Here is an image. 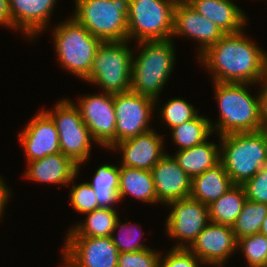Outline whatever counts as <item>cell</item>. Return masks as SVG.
I'll return each instance as SVG.
<instances>
[{"instance_id":"cell-37","label":"cell","mask_w":267,"mask_h":267,"mask_svg":"<svg viewBox=\"0 0 267 267\" xmlns=\"http://www.w3.org/2000/svg\"><path fill=\"white\" fill-rule=\"evenodd\" d=\"M260 91L257 92L260 101V118L263 129L267 128V76L259 83ZM263 84V85H262Z\"/></svg>"},{"instance_id":"cell-35","label":"cell","mask_w":267,"mask_h":267,"mask_svg":"<svg viewBox=\"0 0 267 267\" xmlns=\"http://www.w3.org/2000/svg\"><path fill=\"white\" fill-rule=\"evenodd\" d=\"M247 200L267 204V165L242 184Z\"/></svg>"},{"instance_id":"cell-9","label":"cell","mask_w":267,"mask_h":267,"mask_svg":"<svg viewBox=\"0 0 267 267\" xmlns=\"http://www.w3.org/2000/svg\"><path fill=\"white\" fill-rule=\"evenodd\" d=\"M54 121L59 136L60 151L80 166L90 157L92 138L83 122L79 108L71 99L57 101L54 110H44Z\"/></svg>"},{"instance_id":"cell-3","label":"cell","mask_w":267,"mask_h":267,"mask_svg":"<svg viewBox=\"0 0 267 267\" xmlns=\"http://www.w3.org/2000/svg\"><path fill=\"white\" fill-rule=\"evenodd\" d=\"M173 39L137 42L138 56L133 54L131 91L159 101V94L166 85L175 66ZM158 100V101H157Z\"/></svg>"},{"instance_id":"cell-41","label":"cell","mask_w":267,"mask_h":267,"mask_svg":"<svg viewBox=\"0 0 267 267\" xmlns=\"http://www.w3.org/2000/svg\"><path fill=\"white\" fill-rule=\"evenodd\" d=\"M63 261H65L63 263V265H61L62 267H74L70 262H68L64 257H63Z\"/></svg>"},{"instance_id":"cell-1","label":"cell","mask_w":267,"mask_h":267,"mask_svg":"<svg viewBox=\"0 0 267 267\" xmlns=\"http://www.w3.org/2000/svg\"><path fill=\"white\" fill-rule=\"evenodd\" d=\"M198 57L213 73V82L259 85L267 76V52L246 37L243 30L225 34Z\"/></svg>"},{"instance_id":"cell-30","label":"cell","mask_w":267,"mask_h":267,"mask_svg":"<svg viewBox=\"0 0 267 267\" xmlns=\"http://www.w3.org/2000/svg\"><path fill=\"white\" fill-rule=\"evenodd\" d=\"M237 250L246 258L247 267H267V236L256 233L237 239Z\"/></svg>"},{"instance_id":"cell-10","label":"cell","mask_w":267,"mask_h":267,"mask_svg":"<svg viewBox=\"0 0 267 267\" xmlns=\"http://www.w3.org/2000/svg\"><path fill=\"white\" fill-rule=\"evenodd\" d=\"M153 98L133 91L114 94L115 144L152 130L148 126L154 111Z\"/></svg>"},{"instance_id":"cell-4","label":"cell","mask_w":267,"mask_h":267,"mask_svg":"<svg viewBox=\"0 0 267 267\" xmlns=\"http://www.w3.org/2000/svg\"><path fill=\"white\" fill-rule=\"evenodd\" d=\"M220 162L233 184L242 185L267 165V132L230 133L219 136Z\"/></svg>"},{"instance_id":"cell-8","label":"cell","mask_w":267,"mask_h":267,"mask_svg":"<svg viewBox=\"0 0 267 267\" xmlns=\"http://www.w3.org/2000/svg\"><path fill=\"white\" fill-rule=\"evenodd\" d=\"M177 2L178 0H130L127 18L128 41L172 38Z\"/></svg>"},{"instance_id":"cell-32","label":"cell","mask_w":267,"mask_h":267,"mask_svg":"<svg viewBox=\"0 0 267 267\" xmlns=\"http://www.w3.org/2000/svg\"><path fill=\"white\" fill-rule=\"evenodd\" d=\"M120 221V218H118L115 224L114 233L111 235L112 241L120 253L136 252L149 248L139 242L142 231H140V229L137 230V226L125 222L122 223ZM116 230H118L119 237L115 235Z\"/></svg>"},{"instance_id":"cell-26","label":"cell","mask_w":267,"mask_h":267,"mask_svg":"<svg viewBox=\"0 0 267 267\" xmlns=\"http://www.w3.org/2000/svg\"><path fill=\"white\" fill-rule=\"evenodd\" d=\"M246 200L243 186L234 184L218 200L208 206L209 220L214 223L233 226Z\"/></svg>"},{"instance_id":"cell-18","label":"cell","mask_w":267,"mask_h":267,"mask_svg":"<svg viewBox=\"0 0 267 267\" xmlns=\"http://www.w3.org/2000/svg\"><path fill=\"white\" fill-rule=\"evenodd\" d=\"M151 174L157 203L165 205L171 201L190 197L192 179L173 156L166 154L152 167Z\"/></svg>"},{"instance_id":"cell-17","label":"cell","mask_w":267,"mask_h":267,"mask_svg":"<svg viewBox=\"0 0 267 267\" xmlns=\"http://www.w3.org/2000/svg\"><path fill=\"white\" fill-rule=\"evenodd\" d=\"M162 135L155 130L116 143L111 149L122 152L120 166L152 170V167L167 153ZM164 150V151H163Z\"/></svg>"},{"instance_id":"cell-25","label":"cell","mask_w":267,"mask_h":267,"mask_svg":"<svg viewBox=\"0 0 267 267\" xmlns=\"http://www.w3.org/2000/svg\"><path fill=\"white\" fill-rule=\"evenodd\" d=\"M115 208L100 207L93 212L86 213L87 217L82 223L69 228L65 237H109L119 215Z\"/></svg>"},{"instance_id":"cell-6","label":"cell","mask_w":267,"mask_h":267,"mask_svg":"<svg viewBox=\"0 0 267 267\" xmlns=\"http://www.w3.org/2000/svg\"><path fill=\"white\" fill-rule=\"evenodd\" d=\"M72 17L103 42L127 41L130 0H74Z\"/></svg>"},{"instance_id":"cell-23","label":"cell","mask_w":267,"mask_h":267,"mask_svg":"<svg viewBox=\"0 0 267 267\" xmlns=\"http://www.w3.org/2000/svg\"><path fill=\"white\" fill-rule=\"evenodd\" d=\"M119 202L129 194L143 203H157V194L150 170L119 165Z\"/></svg>"},{"instance_id":"cell-14","label":"cell","mask_w":267,"mask_h":267,"mask_svg":"<svg viewBox=\"0 0 267 267\" xmlns=\"http://www.w3.org/2000/svg\"><path fill=\"white\" fill-rule=\"evenodd\" d=\"M187 249L204 265L224 267L228 258L237 251V239L232 226L210 221Z\"/></svg>"},{"instance_id":"cell-7","label":"cell","mask_w":267,"mask_h":267,"mask_svg":"<svg viewBox=\"0 0 267 267\" xmlns=\"http://www.w3.org/2000/svg\"><path fill=\"white\" fill-rule=\"evenodd\" d=\"M127 41L102 42L93 60L86 82L100 86L106 93L131 91L133 51Z\"/></svg>"},{"instance_id":"cell-38","label":"cell","mask_w":267,"mask_h":267,"mask_svg":"<svg viewBox=\"0 0 267 267\" xmlns=\"http://www.w3.org/2000/svg\"><path fill=\"white\" fill-rule=\"evenodd\" d=\"M11 191L7 187L3 178L0 176V218L3 217V212L6 204L10 201ZM9 199V200H8Z\"/></svg>"},{"instance_id":"cell-33","label":"cell","mask_w":267,"mask_h":267,"mask_svg":"<svg viewBox=\"0 0 267 267\" xmlns=\"http://www.w3.org/2000/svg\"><path fill=\"white\" fill-rule=\"evenodd\" d=\"M70 191L69 201L71 204L69 203V205H71L77 213L86 214L101 207L94 189L88 182L73 185Z\"/></svg>"},{"instance_id":"cell-15","label":"cell","mask_w":267,"mask_h":267,"mask_svg":"<svg viewBox=\"0 0 267 267\" xmlns=\"http://www.w3.org/2000/svg\"><path fill=\"white\" fill-rule=\"evenodd\" d=\"M18 137L21 147L24 148L26 162L61 152L56 125L42 109L18 133Z\"/></svg>"},{"instance_id":"cell-39","label":"cell","mask_w":267,"mask_h":267,"mask_svg":"<svg viewBox=\"0 0 267 267\" xmlns=\"http://www.w3.org/2000/svg\"><path fill=\"white\" fill-rule=\"evenodd\" d=\"M0 25L11 29V17L9 13V1L0 0Z\"/></svg>"},{"instance_id":"cell-13","label":"cell","mask_w":267,"mask_h":267,"mask_svg":"<svg viewBox=\"0 0 267 267\" xmlns=\"http://www.w3.org/2000/svg\"><path fill=\"white\" fill-rule=\"evenodd\" d=\"M63 256L74 267H117L119 251L109 237H66Z\"/></svg>"},{"instance_id":"cell-2","label":"cell","mask_w":267,"mask_h":267,"mask_svg":"<svg viewBox=\"0 0 267 267\" xmlns=\"http://www.w3.org/2000/svg\"><path fill=\"white\" fill-rule=\"evenodd\" d=\"M219 118L211 123L218 137L230 133L255 132L263 129L259 95H251L248 83L213 82ZM249 85V86H248ZM248 86V87H247ZM250 92V93H249Z\"/></svg>"},{"instance_id":"cell-11","label":"cell","mask_w":267,"mask_h":267,"mask_svg":"<svg viewBox=\"0 0 267 267\" xmlns=\"http://www.w3.org/2000/svg\"><path fill=\"white\" fill-rule=\"evenodd\" d=\"M166 205L172 206L165 222L166 232L170 238L180 240L173 248L187 249L210 222L209 207L190 197Z\"/></svg>"},{"instance_id":"cell-16","label":"cell","mask_w":267,"mask_h":267,"mask_svg":"<svg viewBox=\"0 0 267 267\" xmlns=\"http://www.w3.org/2000/svg\"><path fill=\"white\" fill-rule=\"evenodd\" d=\"M224 35L215 23L200 15L188 2L178 0L174 10L172 38L184 36L199 42L197 53L199 56Z\"/></svg>"},{"instance_id":"cell-34","label":"cell","mask_w":267,"mask_h":267,"mask_svg":"<svg viewBox=\"0 0 267 267\" xmlns=\"http://www.w3.org/2000/svg\"><path fill=\"white\" fill-rule=\"evenodd\" d=\"M161 253L147 248L136 252L119 253L117 267H158Z\"/></svg>"},{"instance_id":"cell-19","label":"cell","mask_w":267,"mask_h":267,"mask_svg":"<svg viewBox=\"0 0 267 267\" xmlns=\"http://www.w3.org/2000/svg\"><path fill=\"white\" fill-rule=\"evenodd\" d=\"M12 30H21L26 39H35L48 27L56 0H8Z\"/></svg>"},{"instance_id":"cell-24","label":"cell","mask_w":267,"mask_h":267,"mask_svg":"<svg viewBox=\"0 0 267 267\" xmlns=\"http://www.w3.org/2000/svg\"><path fill=\"white\" fill-rule=\"evenodd\" d=\"M173 157L192 179L220 163V146L206 141L198 146L177 151Z\"/></svg>"},{"instance_id":"cell-29","label":"cell","mask_w":267,"mask_h":267,"mask_svg":"<svg viewBox=\"0 0 267 267\" xmlns=\"http://www.w3.org/2000/svg\"><path fill=\"white\" fill-rule=\"evenodd\" d=\"M267 216V204L246 200L241 213L232 226L236 239L260 233L261 225Z\"/></svg>"},{"instance_id":"cell-22","label":"cell","mask_w":267,"mask_h":267,"mask_svg":"<svg viewBox=\"0 0 267 267\" xmlns=\"http://www.w3.org/2000/svg\"><path fill=\"white\" fill-rule=\"evenodd\" d=\"M233 185L224 165L220 162L192 178L190 198L209 206Z\"/></svg>"},{"instance_id":"cell-20","label":"cell","mask_w":267,"mask_h":267,"mask_svg":"<svg viewBox=\"0 0 267 267\" xmlns=\"http://www.w3.org/2000/svg\"><path fill=\"white\" fill-rule=\"evenodd\" d=\"M26 163L28 167L23 177L38 183L70 186L80 171L79 165L62 152Z\"/></svg>"},{"instance_id":"cell-40","label":"cell","mask_w":267,"mask_h":267,"mask_svg":"<svg viewBox=\"0 0 267 267\" xmlns=\"http://www.w3.org/2000/svg\"><path fill=\"white\" fill-rule=\"evenodd\" d=\"M260 233L267 236V216L261 225Z\"/></svg>"},{"instance_id":"cell-21","label":"cell","mask_w":267,"mask_h":267,"mask_svg":"<svg viewBox=\"0 0 267 267\" xmlns=\"http://www.w3.org/2000/svg\"><path fill=\"white\" fill-rule=\"evenodd\" d=\"M188 3L204 17L215 23L224 34L244 30L248 19L233 0H189Z\"/></svg>"},{"instance_id":"cell-28","label":"cell","mask_w":267,"mask_h":267,"mask_svg":"<svg viewBox=\"0 0 267 267\" xmlns=\"http://www.w3.org/2000/svg\"><path fill=\"white\" fill-rule=\"evenodd\" d=\"M119 166L103 164L96 170L91 182H88L94 189L98 203L101 207L114 208L119 202Z\"/></svg>"},{"instance_id":"cell-36","label":"cell","mask_w":267,"mask_h":267,"mask_svg":"<svg viewBox=\"0 0 267 267\" xmlns=\"http://www.w3.org/2000/svg\"><path fill=\"white\" fill-rule=\"evenodd\" d=\"M204 263L185 248H171L166 256L160 257L158 267H200Z\"/></svg>"},{"instance_id":"cell-5","label":"cell","mask_w":267,"mask_h":267,"mask_svg":"<svg viewBox=\"0 0 267 267\" xmlns=\"http://www.w3.org/2000/svg\"><path fill=\"white\" fill-rule=\"evenodd\" d=\"M60 23L52 34L57 60L63 69L84 81L90 74L94 57L103 41L73 17Z\"/></svg>"},{"instance_id":"cell-31","label":"cell","mask_w":267,"mask_h":267,"mask_svg":"<svg viewBox=\"0 0 267 267\" xmlns=\"http://www.w3.org/2000/svg\"><path fill=\"white\" fill-rule=\"evenodd\" d=\"M198 109L189 104L184 98H171L160 109V115L166 126L173 128L184 122L194 119L199 113Z\"/></svg>"},{"instance_id":"cell-12","label":"cell","mask_w":267,"mask_h":267,"mask_svg":"<svg viewBox=\"0 0 267 267\" xmlns=\"http://www.w3.org/2000/svg\"><path fill=\"white\" fill-rule=\"evenodd\" d=\"M75 105L79 108L82 120L95 143L111 150L115 145L116 127L114 94L102 92L84 95Z\"/></svg>"},{"instance_id":"cell-27","label":"cell","mask_w":267,"mask_h":267,"mask_svg":"<svg viewBox=\"0 0 267 267\" xmlns=\"http://www.w3.org/2000/svg\"><path fill=\"white\" fill-rule=\"evenodd\" d=\"M211 123L208 117L197 115L194 119L171 128V139L179 147L178 151L206 142L213 134Z\"/></svg>"}]
</instances>
